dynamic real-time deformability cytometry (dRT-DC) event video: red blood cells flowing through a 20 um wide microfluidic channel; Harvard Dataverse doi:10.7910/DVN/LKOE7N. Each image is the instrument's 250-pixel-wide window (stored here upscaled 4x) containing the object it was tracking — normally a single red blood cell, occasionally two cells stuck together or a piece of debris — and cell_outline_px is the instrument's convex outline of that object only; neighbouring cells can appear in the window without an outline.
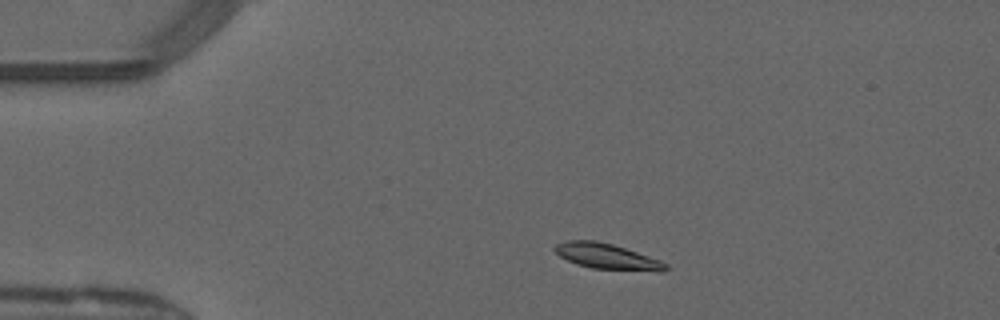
{"species": "common noctule bat (a hibernating species)", "species_latin": "Nyctalus noctula", "temperature_condition": "warm", "stored_images_in_passage": 41, "camera_frame_rate_fps": 3000, "um_per_image_px": 0.085, "animal": {"sex": "male", "forearm_length_mm": 52.5}, "frame": {"image": 1, "passage_image": 1, "time_ms": 0.0, "image_size_px": [1000, 320], "cell_outline_px": [[668, 268], [664, 272], [660, 272], [592, 268], [576, 264], [560, 256], [552, 248], [556, 244], [568, 240], [596, 240], [612, 244], [660, 260], [668, 264]], "centroid_in_image_um": [51.61, 21.8], "position_along_channel_um": 33.4, "area_um2": 16.53}}
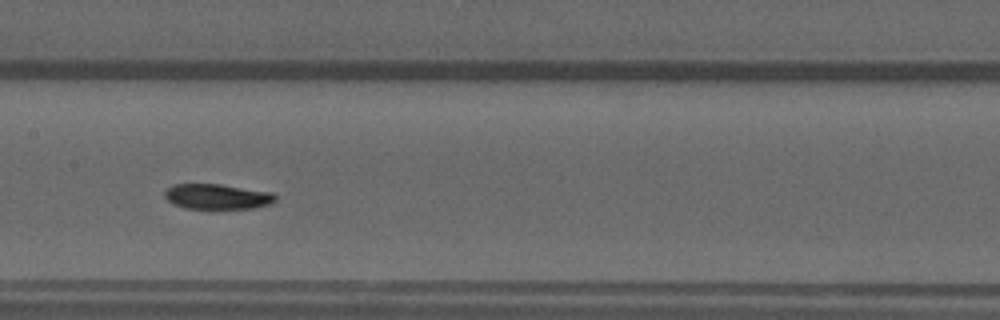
{"frame": {"image": 2, "passage_image": 16, "time_ms": 5.0, "image_size_px": [1000, 320], "cell_outline_px": [[276, 200], [272, 204], [256, 208], [184, 208], [168, 200], [164, 196], [164, 188], [172, 184], [220, 184], [272, 192], [276, 196]], "centroid_in_image_um": [18.47, 16.7], "position_along_channel_um": 188.9, "area_um2": 16.36}}
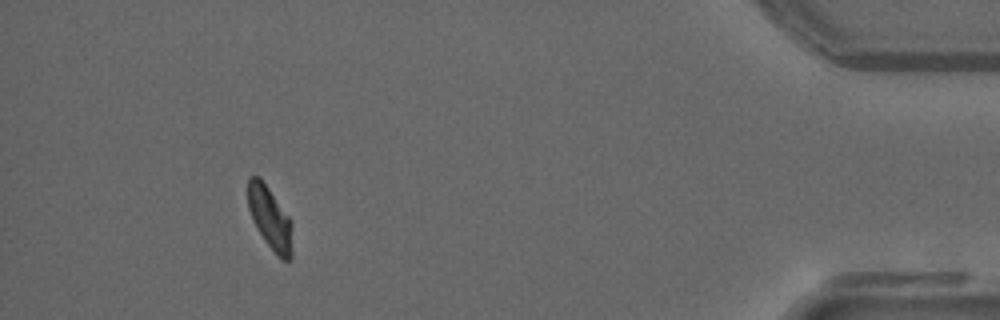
{"frame": {"image": 3, "passage_image": 37, "time_ms": 12.0, "image_size_px": [1000, 320], "cell_outline_px": [[292, 260], [280, 260], [276, 256], [252, 220], [248, 208], [248, 176], [260, 176], [292, 220]], "centroid_in_image_um": [22.97, 18.54], "position_along_channel_um": 412.2, "area_um2": 16.42}, "authors_computed_cell_mechanics": {"area_um2": 16.9354, "velocity_mm_per_s": 4.0854, "shape_relaxation_time_tau1_ms": 2.8469, "shape_relaxation_time_tau2_ms": 1.7729, "deformation_change_tau1": 0.1624, "deformation_change_tau2": 0.0676}}